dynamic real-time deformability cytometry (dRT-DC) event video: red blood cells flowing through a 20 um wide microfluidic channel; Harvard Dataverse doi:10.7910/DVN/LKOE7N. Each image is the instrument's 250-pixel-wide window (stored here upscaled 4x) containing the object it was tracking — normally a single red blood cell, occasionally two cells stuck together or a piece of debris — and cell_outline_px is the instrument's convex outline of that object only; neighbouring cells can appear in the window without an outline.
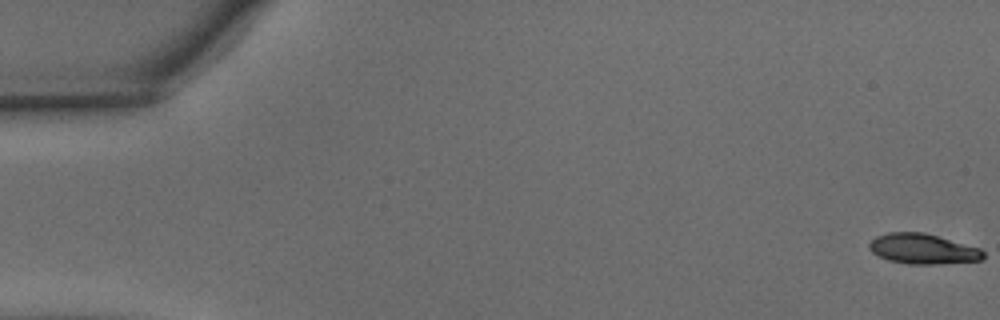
{"species": "common noctule bat (a hibernating species)", "species_latin": "Nyctalus noctula", "temperature_condition": "warm", "stored_images_in_passage": 45, "camera_frame_rate_fps": 3000, "um_per_image_px": 0.085, "animal": {"sex": "male", "body_mass_g": 15.6}, "frame": {"image": 1, "passage_image": 1, "time_ms": 0.0, "image_size_px": [1000, 320], "cell_outline_px": [[984, 260], [940, 264], [908, 264], [888, 260], [872, 252], [868, 248], [868, 244], [876, 236], [888, 232], [924, 232], [980, 248], [984, 252]], "centroid_in_image_um": [78.45, 21.16], "position_along_channel_um": 6.6, "area_um2": 20.17}}
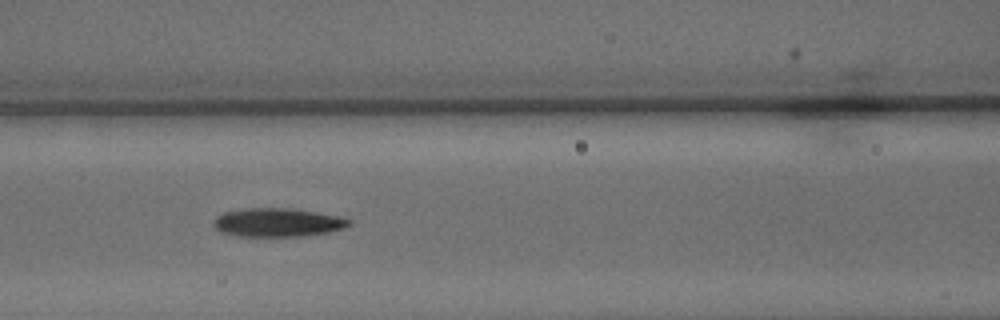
{"frame": {"image": 2, "passage_image": 22, "time_ms": 7.0, "image_size_px": [1000, 320], "cell_outline_px": [[352, 224], [344, 228], [328, 232], [304, 236], [236, 236], [220, 232], [212, 228], [212, 220], [216, 216], [224, 212], [248, 208], [292, 208], [340, 216], [352, 220]], "centroid_in_image_um": [23.57, 18.91], "position_along_channel_um": 143.0, "area_um2": 22.89}}
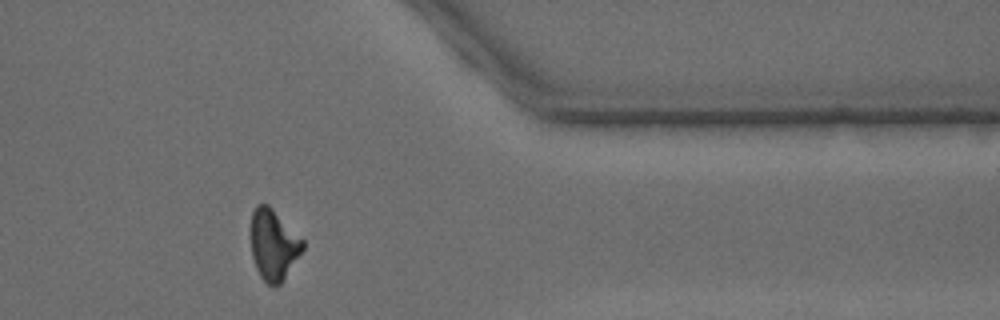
{"frame": {"image": 3, "passage_image": 41, "time_ms": 13.333, "image_size_px": [1000, 320], "cell_outline_px": [[304, 248], [280, 284], [268, 284], [260, 276], [256, 268], [252, 256], [248, 232], [248, 228], [252, 212], [256, 204], [268, 204], [304, 240]], "centroid_in_image_um": [23.19, 20.75], "position_along_channel_um": 388.2, "area_um2": 21.62}}